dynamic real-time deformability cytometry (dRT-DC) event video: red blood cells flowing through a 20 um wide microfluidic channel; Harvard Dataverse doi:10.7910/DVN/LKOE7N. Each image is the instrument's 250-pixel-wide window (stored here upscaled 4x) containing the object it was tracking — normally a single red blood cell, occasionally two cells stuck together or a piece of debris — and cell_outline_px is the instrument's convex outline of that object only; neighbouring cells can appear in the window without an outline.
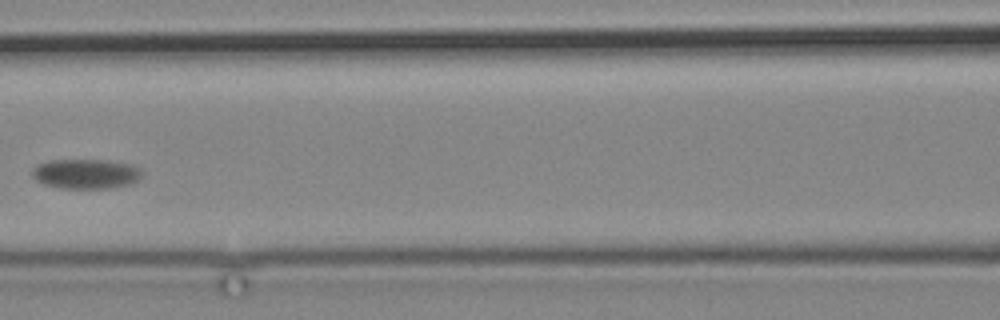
{"species": "common noctule bat (a hibernating species)", "species_latin": "Nyctalus noctula", "temperature_condition": "cold", "stored_images_in_passage": 5, "camera_frame_rate_fps": 3000, "um_per_image_px": 0.085, "animal": {"sex": "male", "body_mass_g": 19.2, "forearm_length_mm": 51.8}, "frame": {"image": 1, "passage_image": 3, "time_ms": 3.333, "image_size_px": [1000, 320], "cell_outline_px": [[144, 172], [132, 184], [108, 188], [60, 188], [44, 184], [36, 180], [32, 176], [32, 168], [36, 164], [48, 160], [108, 160], [132, 164], [140, 168]], "centroid_in_image_um": [7.29, 14.76], "position_along_channel_um": 159.3, "area_um2": 19.25}}
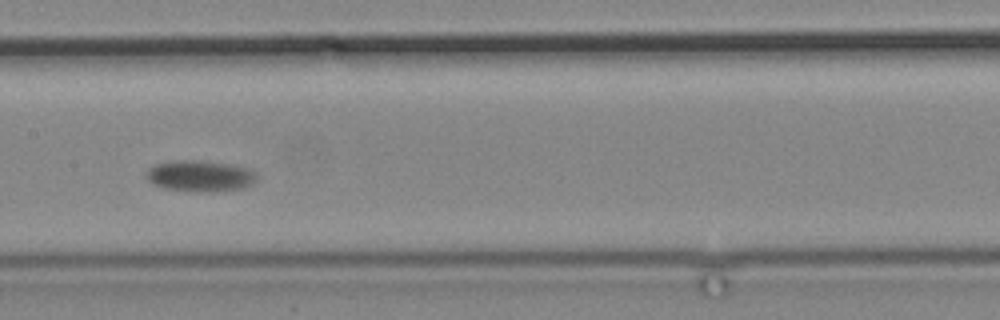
{"frame": {"image": 2, "passage_image": 4, "time_ms": 4.333, "image_size_px": [1000, 320], "cell_outline_px": [[256, 180], [252, 184], [244, 188], [212, 192], [196, 192], [164, 188], [152, 184], [148, 180], [148, 168], [156, 164], [172, 160], [192, 160], [228, 164], [252, 168], [256, 172]], "centroid_in_image_um": [17.04, 14.96], "position_along_channel_um": 190.4, "area_um2": 20.17}}
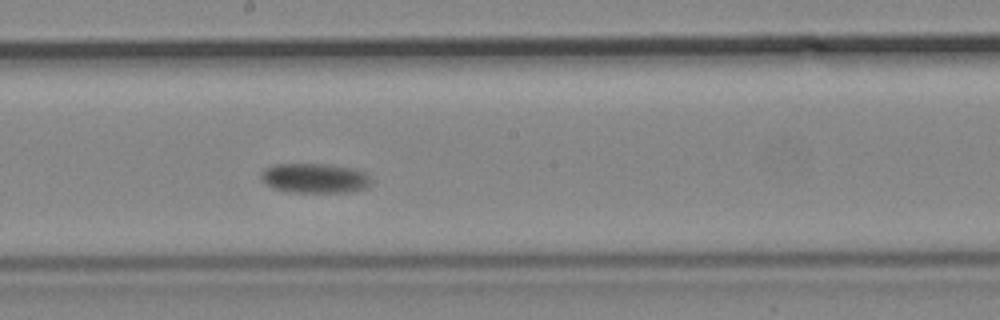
{"frame": {"image": 3, "passage_image": 5, "time_ms": 5.333, "image_size_px": [1000, 320], "cell_outline_px": [[372, 184], [364, 188], [348, 192], [288, 192], [272, 188], [260, 180], [260, 172], [264, 168], [276, 164], [332, 164], [356, 168], [364, 172], [372, 180]], "centroid_in_image_um": [26.73, 15.14], "position_along_channel_um": 221.5, "area_um2": 19.42}}